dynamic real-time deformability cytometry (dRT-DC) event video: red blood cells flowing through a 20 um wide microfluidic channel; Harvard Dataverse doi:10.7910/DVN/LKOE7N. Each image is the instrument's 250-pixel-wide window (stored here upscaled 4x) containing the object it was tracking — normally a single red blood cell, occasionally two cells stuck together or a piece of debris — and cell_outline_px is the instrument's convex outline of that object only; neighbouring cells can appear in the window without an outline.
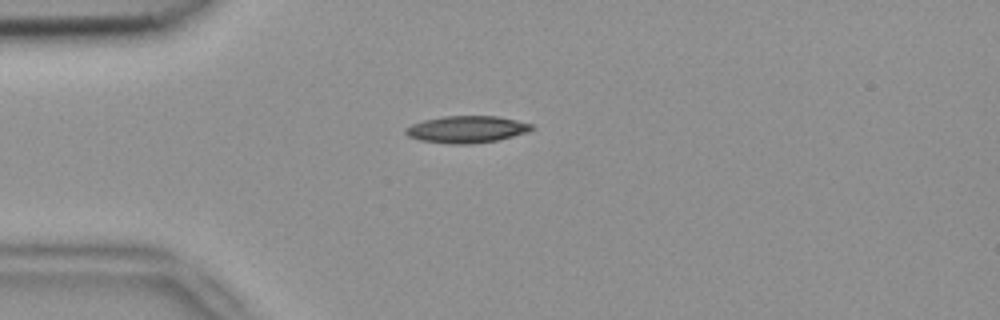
{"species": "common noctule bat (a hibernating species)", "species_latin": "Nyctalus noctula", "temperature_condition": "room temperature", "stored_images_in_passage": 2, "camera_frame_rate_fps": 3000, "um_per_image_px": 0.085, "animal": {"sex": "female", "body_mass_g": 18.4}, "frame": {"image": 1, "passage_image": 2, "time_ms": 0.333, "image_size_px": [1000, 320], "cell_outline_px": [[536, 128], [528, 132], [496, 140], [468, 144], [452, 144], [420, 140], [408, 136], [404, 132], [404, 128], [412, 124], [424, 120], [444, 116], [496, 116], [516, 120], [532, 124]], "centroid_in_image_um": [39.66, 10.99], "position_along_channel_um": 45.3, "area_um2": 19.71}}